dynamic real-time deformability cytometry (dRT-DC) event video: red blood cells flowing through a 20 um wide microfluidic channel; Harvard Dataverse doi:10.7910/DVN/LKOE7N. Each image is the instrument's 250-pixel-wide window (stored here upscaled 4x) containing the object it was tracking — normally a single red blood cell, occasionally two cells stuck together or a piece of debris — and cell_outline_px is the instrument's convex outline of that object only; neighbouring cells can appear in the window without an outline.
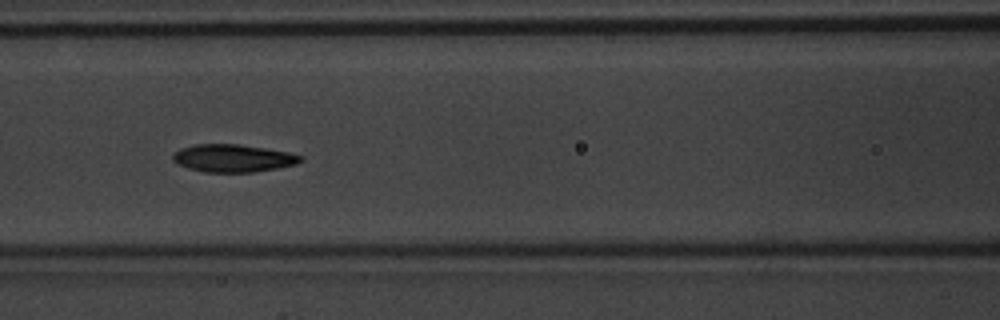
{"species": "common noctule bat (a hibernating species)", "species_latin": "Nyctalus noctula", "temperature_condition": "warm", "stored_images_in_passage": 48, "camera_frame_rate_fps": 3000, "um_per_image_px": 0.085, "animal": {"sex": "male", "body_mass_g": 20.1, "forearm_length_mm": 53.5}, "frame": {"image": 1, "passage_image": 21, "time_ms": 6.667, "image_size_px": [1000, 320], "cell_outline_px": [[304, 160], [296, 164], [256, 172], [204, 172], [188, 168], [176, 164], [172, 160], [172, 156], [180, 148], [196, 144], [240, 144], [288, 152], [304, 156]], "centroid_in_image_um": [19.81, 13.45], "position_along_channel_um": 146.8, "area_um2": 20.69}}
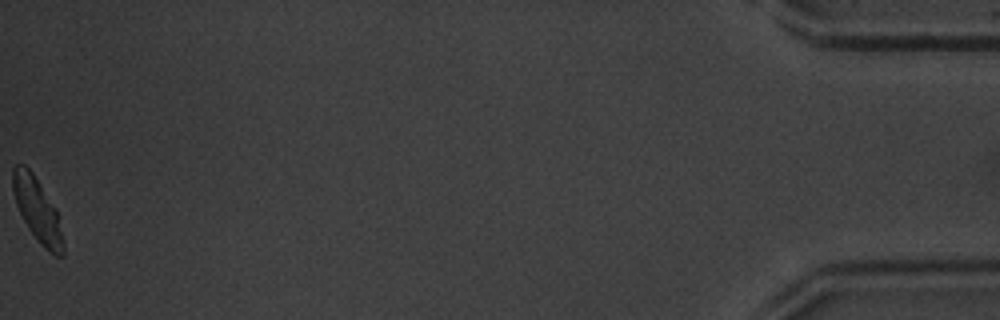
{"frame": {"image": 2, "passage_image": 48, "time_ms": 15.667, "image_size_px": [1000, 320], "cell_outline_px": [[64, 256], [56, 256], [48, 252], [40, 244], [28, 228], [16, 204], [12, 192], [12, 168], [16, 164], [24, 164], [32, 172], [56, 212], [64, 240]], "centroid_in_image_um": [3.15, 17.88], "position_along_channel_um": 432.0, "area_um2": 18.38}, "authors_computed_cell_mechanics": {"area_um2": 20.3456, "velocity_mm_per_s": 4.2276, "shape_relaxation_time_tau1_ms": 2.488, "shape_relaxation_time_tau2_ms": 2.0456, "deformation_change_tau1": 0.1311, "deformation_change_tau2": 0.0821}}